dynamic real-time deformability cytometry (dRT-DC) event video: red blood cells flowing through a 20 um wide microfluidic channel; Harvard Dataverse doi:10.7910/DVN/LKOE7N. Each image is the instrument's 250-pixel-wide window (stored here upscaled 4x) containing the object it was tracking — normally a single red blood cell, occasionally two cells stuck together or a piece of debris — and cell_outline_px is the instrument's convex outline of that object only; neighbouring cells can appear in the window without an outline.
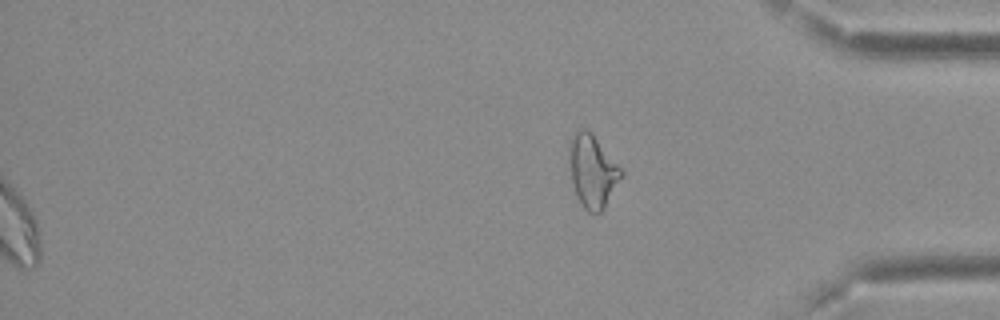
{"species": "Egyptian fruit bat (a non-hibernating species)", "species_latin": "Rousettus aegyptiacus", "temperature_condition": "cold", "stored_images_in_passage": 56, "segment_of_instrument_passage": [2, 2], "camera_frame_rate_fps": 3000, "um_per_image_px": 0.085, "frame": {"image": 1, "passage_image": 56, "time_ms": 18.333, "image_size_px": [1000, 320], "cell_outline_px": [[624, 176], [604, 208], [600, 212], [588, 212], [584, 208], [576, 196], [572, 184], [568, 156], [568, 148], [572, 136], [576, 128], [584, 128], [592, 132], [624, 172]], "centroid_in_image_um": [50.35, 14.52], "position_along_channel_um": 384.8, "area_um2": 22.37}}